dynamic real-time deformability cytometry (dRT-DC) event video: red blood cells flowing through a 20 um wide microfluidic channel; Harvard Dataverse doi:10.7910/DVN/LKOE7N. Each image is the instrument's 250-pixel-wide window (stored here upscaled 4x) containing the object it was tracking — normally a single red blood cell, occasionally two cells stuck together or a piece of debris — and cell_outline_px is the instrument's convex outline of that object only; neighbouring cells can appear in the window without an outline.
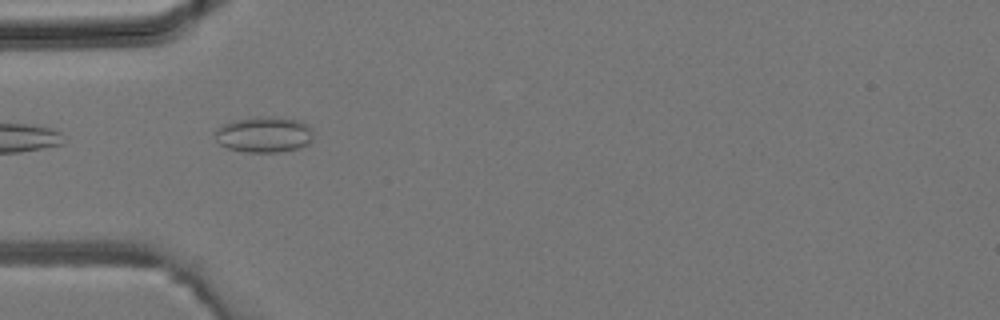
{"species": "common noctule bat (a hibernating species)", "species_latin": "Nyctalus noctula", "temperature_condition": "room temperature", "stored_images_in_passage": 4, "camera_frame_rate_fps": 3000, "um_per_image_px": 0.085, "animal": {"sex": "male", "body_mass_g": 19.2, "forearm_length_mm": 51.8}, "frame": {"image": 1, "passage_image": 1, "time_ms": 0.0, "image_size_px": [1000, 320], "cell_outline_px": [[312, 136], [308, 144], [300, 148], [280, 152], [244, 152], [228, 148], [220, 144], [216, 140], [212, 132], [224, 124], [232, 120], [260, 116], [276, 116], [296, 120], [312, 128]], "centroid_in_image_um": [22.41, 11.43], "position_along_channel_um": 62.6, "area_um2": 20.69}}